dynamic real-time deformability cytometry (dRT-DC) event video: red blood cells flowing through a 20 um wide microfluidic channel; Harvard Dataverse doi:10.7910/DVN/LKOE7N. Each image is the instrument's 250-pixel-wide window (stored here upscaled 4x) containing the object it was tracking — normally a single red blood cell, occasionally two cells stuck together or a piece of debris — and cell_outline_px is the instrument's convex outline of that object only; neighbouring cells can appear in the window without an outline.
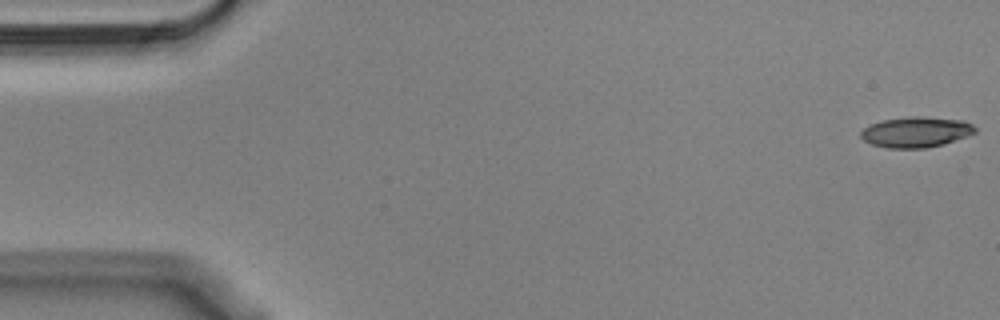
{"species": "Egyptian fruit bat (a non-hibernating species)", "species_latin": "Rousettus aegyptiacus", "temperature_condition": "cold", "stored_images_in_passage": 55, "camera_frame_rate_fps": 3000, "um_per_image_px": 0.085, "animal": {"sex": "male"}, "frame": {"image": 1, "passage_image": 1, "time_ms": 0.0, "image_size_px": [1000, 320], "cell_outline_px": [[976, 132], [968, 136], [944, 144], [924, 148], [888, 148], [872, 144], [864, 140], [860, 136], [860, 132], [864, 128], [872, 124], [884, 120], [908, 116], [924, 116], [964, 120], [972, 124], [976, 128]], "centroid_in_image_um": [77.89, 11.22], "position_along_channel_um": 7.1, "area_um2": 20.4}}
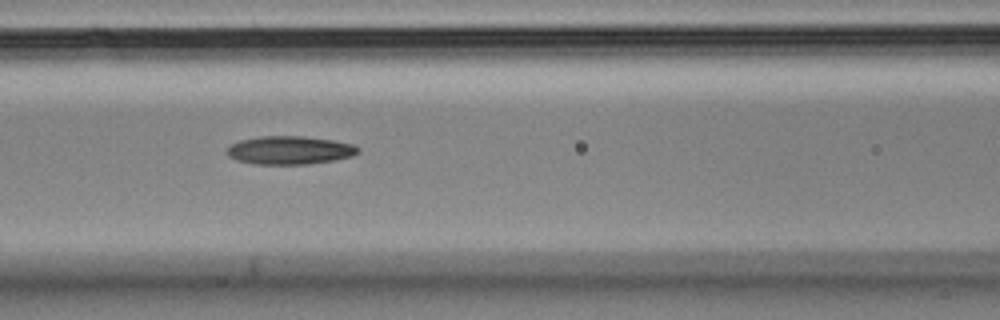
{"frame": {"image": 2, "passage_image": 23, "time_ms": 7.333, "image_size_px": [1000, 320], "cell_outline_px": [[360, 152], [352, 156], [336, 160], [308, 164], [252, 164], [236, 160], [228, 156], [224, 152], [232, 144], [240, 140], [260, 136], [304, 136], [332, 140], [352, 144], [360, 148]], "centroid_in_image_um": [24.61, 12.77], "position_along_channel_um": 142.0, "area_um2": 21.79}}
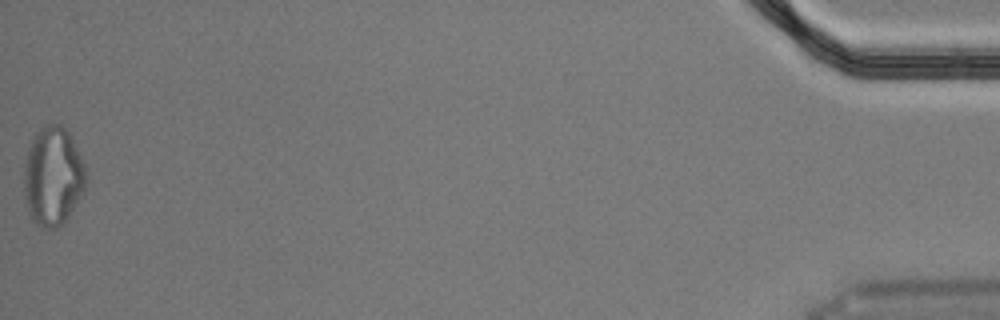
{"frame": {"image": 3, "passage_image": 55, "time_ms": 18.0, "image_size_px": [1000, 320], "cell_outline_px": [[88, 180], [84, 192], [68, 216], [56, 228], [44, 228], [36, 224], [32, 220], [28, 212], [24, 196], [24, 164], [28, 148], [36, 132], [44, 124], [60, 124], [68, 128], [84, 160], [88, 176]], "centroid_in_image_um": [4.53, 14.94], "position_along_channel_um": 430.7, "area_um2": 36.47}, "authors_computed_cell_mechanics": {"area_um2": 21.3282, "velocity_mm_per_s": 3.6402, "shape_relaxation_time_tau1_ms": 6.1357, "shape_relaxation_time_tau2_ms": 6.4172, "deformation_change_tau1": 0.1761, "deformation_change_tau2": 0.1746}}